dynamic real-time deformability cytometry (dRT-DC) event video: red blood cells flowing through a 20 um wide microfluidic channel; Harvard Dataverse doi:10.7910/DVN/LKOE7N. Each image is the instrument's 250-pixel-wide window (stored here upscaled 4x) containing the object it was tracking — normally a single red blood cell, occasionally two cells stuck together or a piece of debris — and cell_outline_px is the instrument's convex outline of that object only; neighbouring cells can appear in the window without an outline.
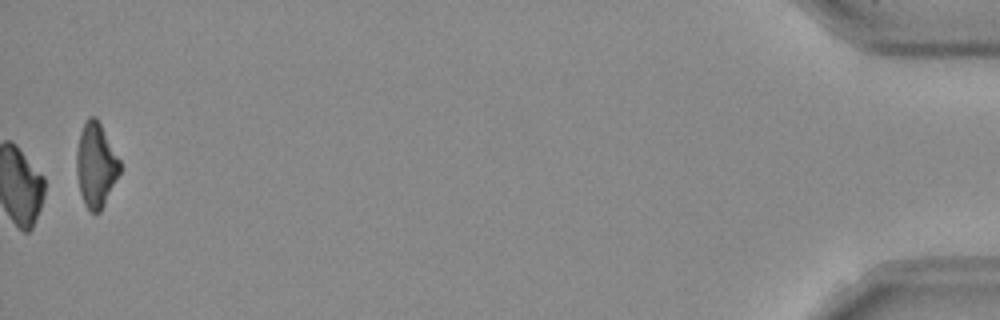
{"species": "Egyptian fruit bat (a non-hibernating species)", "species_latin": "Rousettus aegyptiacus", "temperature_condition": "room temperature", "stored_images_in_passage": 37, "camera_frame_rate_fps": 3000, "um_per_image_px": 0.085, "frame": {"image": 1, "passage_image": 37, "time_ms": 12.0, "image_size_px": [1000, 320], "cell_outline_px": [[120, 172], [100, 212], [92, 212], [84, 204], [80, 192], [76, 172], [76, 152], [80, 132], [84, 120], [88, 116], [96, 116], [120, 160]], "centroid_in_image_um": [8.13, 13.99], "position_along_channel_um": 427.1, "area_um2": 21.21}, "authors_computed_cell_mechanics": {"area_um2": 24.1026, "velocity_mm_per_s": 3.9686, "shape_relaxation_time_tau1_ms": 8.4964, "shape_relaxation_time_tau2_ms": null, "deformation_change_tau1": 0.1566, "deformation_change_tau2": null}}